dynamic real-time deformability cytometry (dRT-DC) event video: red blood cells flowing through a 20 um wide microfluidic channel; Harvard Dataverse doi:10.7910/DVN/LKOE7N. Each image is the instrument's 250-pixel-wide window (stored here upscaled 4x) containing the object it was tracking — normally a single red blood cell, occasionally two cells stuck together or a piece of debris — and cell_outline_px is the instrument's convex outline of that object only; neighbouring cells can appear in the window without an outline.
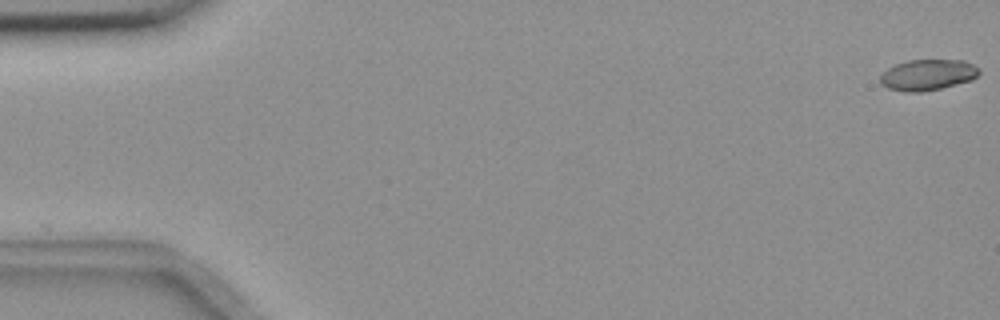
{"species": "common noctule bat (a hibernating species)", "species_latin": "Nyctalus noctula", "temperature_condition": "room temperature", "stored_images_in_passage": 56, "camera_frame_rate_fps": 3000, "um_per_image_px": 0.085, "animal": {"sex": "female", "body_mass_g": 18.4}, "frame": {"image": 1, "passage_image": 1, "time_ms": 0.0, "image_size_px": [1000, 320], "cell_outline_px": [[980, 72], [972, 80], [940, 88], [920, 92], [904, 92], [888, 88], [880, 84], [880, 76], [888, 68], [896, 64], [908, 60], [964, 60], [980, 68]], "centroid_in_image_um": [78.85, 6.36], "position_along_channel_um": 6.2, "area_um2": 17.8}}
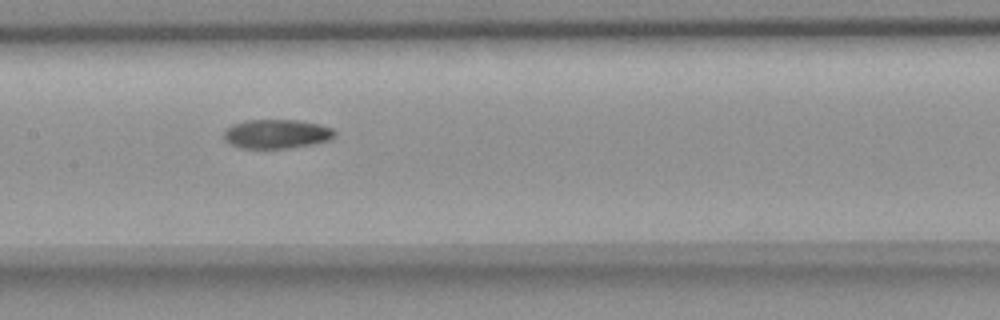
{"frame": {"image": 2, "passage_image": 28, "time_ms": 9.0, "image_size_px": [1000, 320], "cell_outline_px": [[336, 132], [328, 140], [312, 144], [288, 148], [240, 148], [228, 144], [224, 140], [224, 132], [232, 124], [244, 120], [296, 120], [320, 124], [332, 128]], "centroid_in_image_um": [23.46, 11.38], "position_along_channel_um": 183.9, "area_um2": 18.79}}
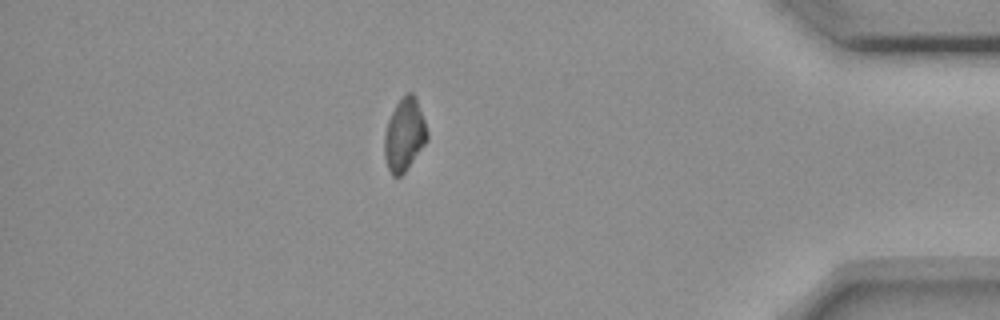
{"frame": {"image": 3, "passage_image": 49, "time_ms": 16.0, "image_size_px": [1000, 320], "cell_outline_px": [[428, 140], [404, 172], [400, 176], [392, 176], [388, 168], [384, 156], [384, 132], [388, 120], [396, 104], [408, 92], [412, 92], [416, 96], [428, 132]], "centroid_in_image_um": [34.37, 11.45], "position_along_channel_um": 400.8, "area_um2": 18.03}, "authors_computed_cell_mechanics": {"area_um2": 18.6405, "velocity_mm_per_s": 3.6644, "shape_relaxation_time_tau1_ms": 10.776, "shape_relaxation_time_tau2_ms": null, "deformation_change_tau1": 0.1904, "deformation_change_tau2": null}}